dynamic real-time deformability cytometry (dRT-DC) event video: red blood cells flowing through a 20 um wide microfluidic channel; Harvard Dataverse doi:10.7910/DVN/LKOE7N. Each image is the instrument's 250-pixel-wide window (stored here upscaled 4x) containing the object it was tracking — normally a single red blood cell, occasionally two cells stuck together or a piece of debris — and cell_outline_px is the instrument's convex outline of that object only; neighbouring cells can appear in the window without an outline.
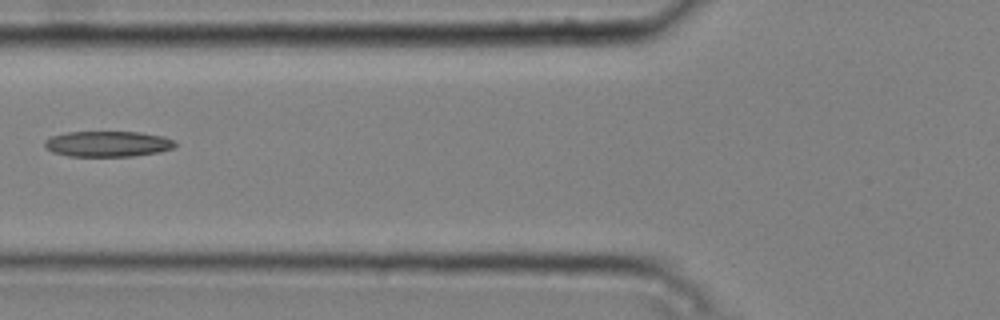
{"species": "common noctule bat (a hibernating species)", "species_latin": "Nyctalus noctula", "temperature_condition": "cold", "stored_images_in_passage": 7, "camera_frame_rate_fps": 3000, "um_per_image_px": 0.085, "animal": {"sex": "male", "body_mass_g": 20.4}, "frame": {"image": 1, "passage_image": 6, "time_ms": 1.667, "image_size_px": [1000, 320], "cell_outline_px": [[176, 144], [172, 148], [160, 152], [132, 156], [68, 156], [52, 152], [44, 144], [44, 140], [52, 136], [68, 132], [140, 132], [164, 136], [176, 140]], "centroid_in_image_um": [9.19, 12.23], "position_along_channel_um": 116.6, "area_um2": 19.54}}
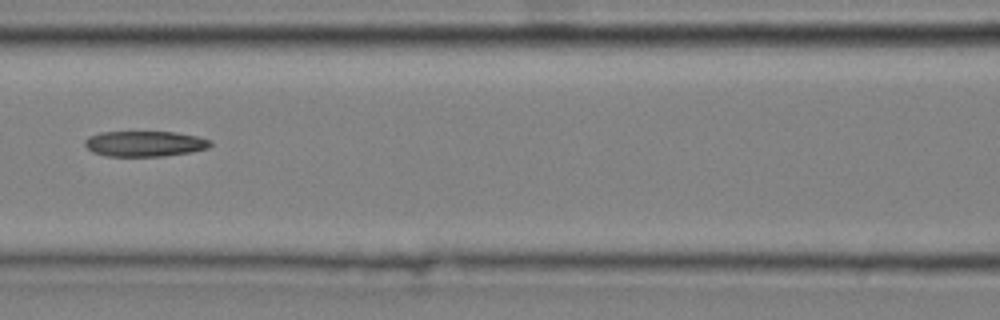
{"frame": {"image": 2, "passage_image": 7, "time_ms": 2.0, "image_size_px": [1000, 320], "cell_outline_px": [[212, 144], [208, 148], [192, 152], [164, 156], [108, 156], [92, 152], [84, 144], [84, 140], [88, 136], [100, 132], [176, 132], [196, 136], [212, 140]], "centroid_in_image_um": [12.31, 12.21], "position_along_channel_um": 154.3, "area_um2": 18.79}}